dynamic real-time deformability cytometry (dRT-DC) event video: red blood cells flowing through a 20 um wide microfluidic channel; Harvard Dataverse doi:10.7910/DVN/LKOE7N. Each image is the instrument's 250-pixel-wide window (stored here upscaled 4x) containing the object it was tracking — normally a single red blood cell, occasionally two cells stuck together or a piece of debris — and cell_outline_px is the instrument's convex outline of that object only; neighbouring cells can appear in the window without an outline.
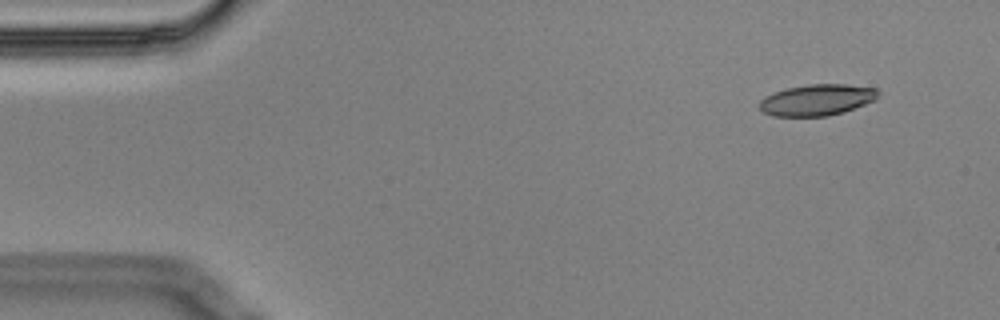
{"species": "Egyptian fruit bat (a non-hibernating species)", "species_latin": "Rousettus aegyptiacus", "temperature_condition": "cold", "stored_images_in_passage": 4, "camera_frame_rate_fps": 3000, "um_per_image_px": 0.085, "animal": {"sex": "male"}, "frame": {"image": 1, "passage_image": 1, "time_ms": 0.0, "image_size_px": [1000, 320], "cell_outline_px": [[880, 92], [876, 100], [844, 112], [828, 116], [772, 116], [764, 112], [760, 108], [760, 100], [764, 96], [788, 88], [808, 84], [848, 84], [876, 88]], "centroid_in_image_um": [69.48, 8.49], "position_along_channel_um": 15.5, "area_um2": 21.68}}
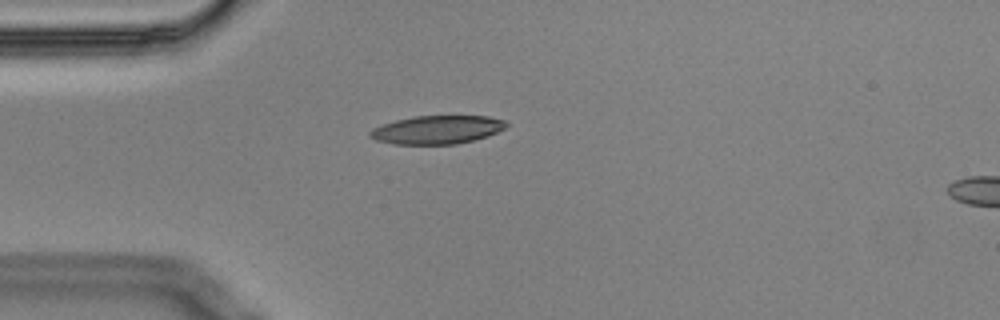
{"frame": {"image": 2, "passage_image": 3, "time_ms": 0.667, "image_size_px": [1000, 320], "cell_outline_px": [[508, 124], [504, 128], [488, 136], [456, 144], [392, 144], [376, 140], [368, 136], [368, 132], [372, 128], [396, 120], [416, 116], [488, 116], [504, 120]], "centroid_in_image_um": [37.12, 11.03], "position_along_channel_um": 47.9, "area_um2": 22.43}}